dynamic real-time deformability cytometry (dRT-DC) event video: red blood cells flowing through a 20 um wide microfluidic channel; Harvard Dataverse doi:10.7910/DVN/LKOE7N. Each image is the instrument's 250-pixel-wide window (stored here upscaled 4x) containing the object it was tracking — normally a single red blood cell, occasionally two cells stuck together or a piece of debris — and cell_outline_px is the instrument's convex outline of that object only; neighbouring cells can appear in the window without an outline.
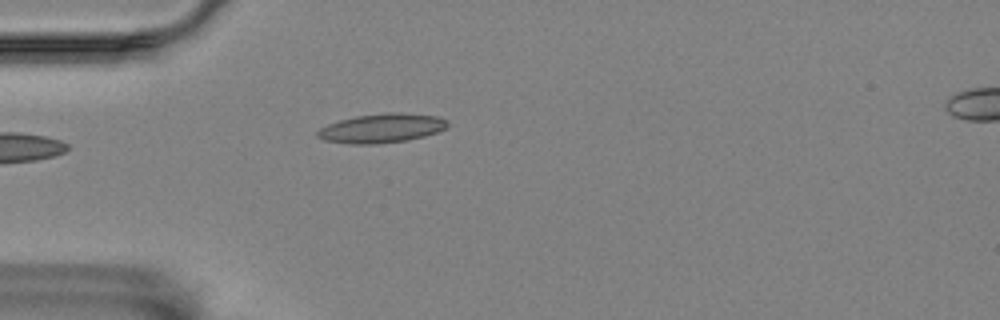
{"species": "Egyptian fruit bat (a non-hibernating species)", "species_latin": "Rousettus aegyptiacus", "temperature_condition": "room temperature", "stored_images_in_passage": 3, "camera_frame_rate_fps": 3000, "um_per_image_px": 0.085, "animal": {"sex": "female"}, "frame": {"image": 1, "passage_image": 2, "time_ms": 5.0, "image_size_px": [1000, 320], "cell_outline_px": [[448, 128], [424, 136], [408, 140], [376, 144], [348, 144], [324, 140], [316, 136], [316, 132], [320, 128], [328, 124], [340, 120], [356, 116], [384, 112], [400, 112], [440, 116], [448, 120]], "centroid_in_image_um": [32.46, 10.89], "position_along_channel_um": 52.5, "area_um2": 22.37}}